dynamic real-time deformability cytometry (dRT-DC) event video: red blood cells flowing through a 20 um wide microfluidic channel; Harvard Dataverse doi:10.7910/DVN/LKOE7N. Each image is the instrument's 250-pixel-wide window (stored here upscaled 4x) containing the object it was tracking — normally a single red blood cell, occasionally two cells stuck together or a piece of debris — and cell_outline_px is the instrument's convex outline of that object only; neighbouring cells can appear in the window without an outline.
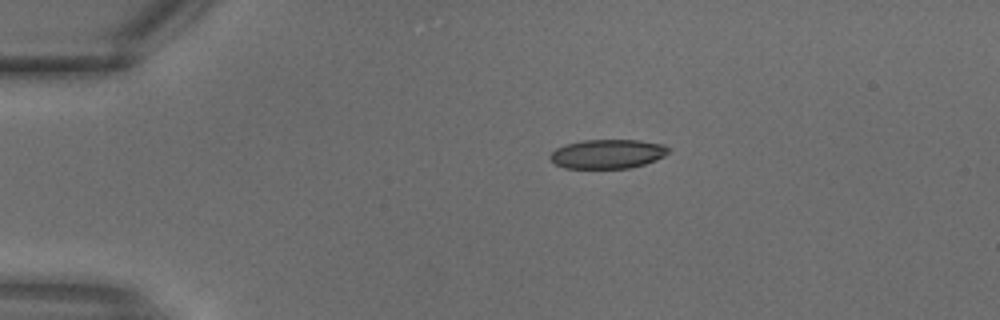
{"species": "common noctule bat (a hibernating species)", "species_latin": "Nyctalus noctula", "temperature_condition": "warm", "stored_images_in_passage": 24, "camera_frame_rate_fps": 3000, "um_per_image_px": 0.085, "animal": {"sex": "male", "body_mass_g": 18.8}, "frame": {"image": 1, "passage_image": 1, "time_ms": 0.0, "image_size_px": [1000, 320], "cell_outline_px": [[668, 152], [664, 156], [656, 160], [644, 164], [628, 168], [564, 168], [556, 164], [548, 156], [556, 148], [564, 144], [584, 140], [640, 140], [664, 144], [668, 148]], "centroid_in_image_um": [51.63, 13.08], "position_along_channel_um": 33.4, "area_um2": 20.11}}
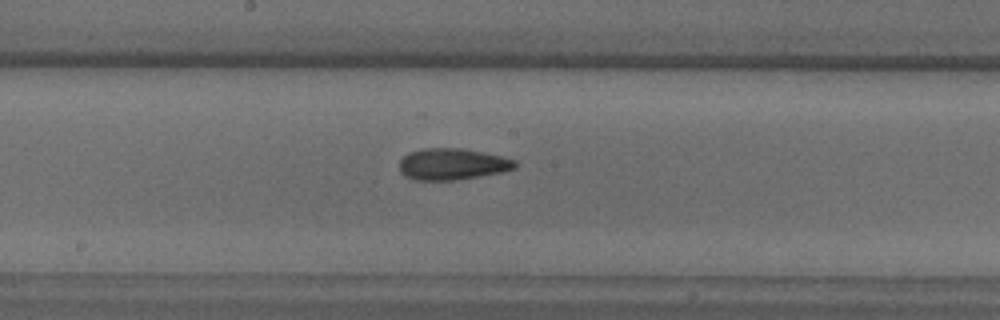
{"frame": {"image": 2, "passage_image": 11, "time_ms": 3.333, "image_size_px": [1000, 320], "cell_outline_px": [[516, 168], [500, 172], [456, 180], [412, 180], [404, 176], [400, 172], [400, 160], [408, 152], [424, 148], [460, 148], [500, 156], [516, 160]], "centroid_in_image_um": [38.39, 13.95], "position_along_channel_um": 209.8, "area_um2": 21.1}}
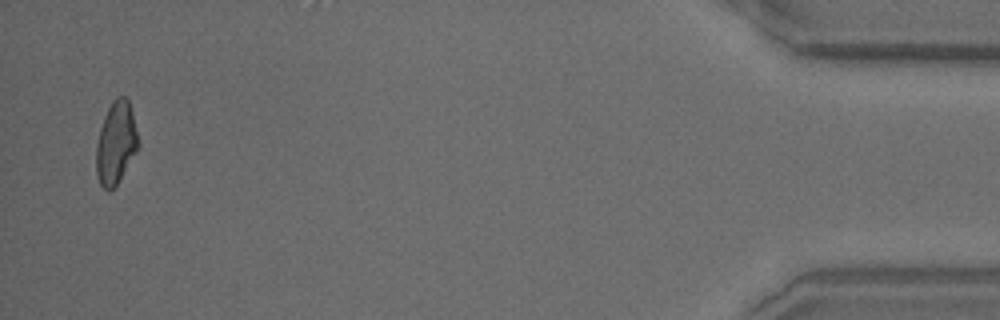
{"frame": {"image": 3, "passage_image": 24, "time_ms": 7.667, "image_size_px": [1000, 320], "cell_outline_px": [[140, 148], [120, 180], [108, 192], [100, 184], [96, 176], [96, 144], [100, 128], [104, 116], [112, 100], [116, 96], [124, 96], [128, 100], [132, 112], [140, 144]], "centroid_in_image_um": [9.86, 12.16], "position_along_channel_um": 425.3, "area_um2": 20.52}}